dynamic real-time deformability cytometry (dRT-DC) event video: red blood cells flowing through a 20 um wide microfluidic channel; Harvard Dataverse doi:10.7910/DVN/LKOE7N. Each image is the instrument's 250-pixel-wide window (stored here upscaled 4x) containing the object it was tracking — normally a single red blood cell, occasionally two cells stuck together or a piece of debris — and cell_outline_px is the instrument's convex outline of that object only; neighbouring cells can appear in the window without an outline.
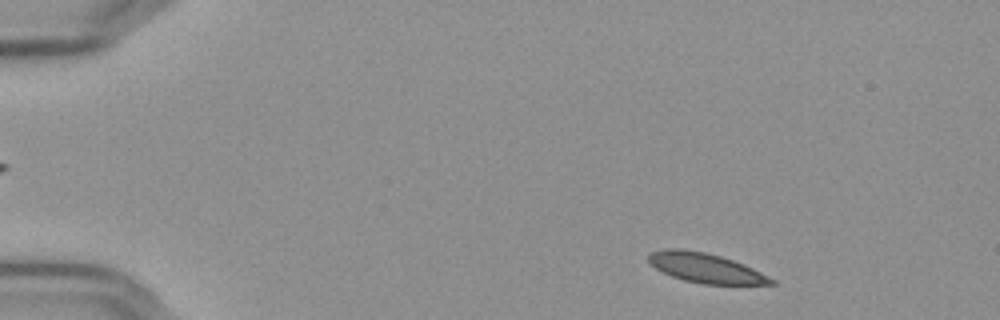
{"species": "Egyptian fruit bat (a non-hibernating species)", "species_latin": "Rousettus aegyptiacus", "temperature_condition": "cold", "stored_images_in_passage": 52, "camera_frame_rate_fps": 3000, "um_per_image_px": 0.085, "frame": {"image": 1, "passage_image": 4, "time_ms": 1.0, "image_size_px": [1000, 320], "cell_outline_px": [[776, 284], [704, 284], [684, 280], [672, 276], [656, 268], [648, 260], [648, 252], [664, 248], [680, 248], [704, 252], [720, 256], [744, 264], [776, 280]], "centroid_in_image_um": [59.95, 22.76], "position_along_channel_um": 25.0, "area_um2": 21.04}}
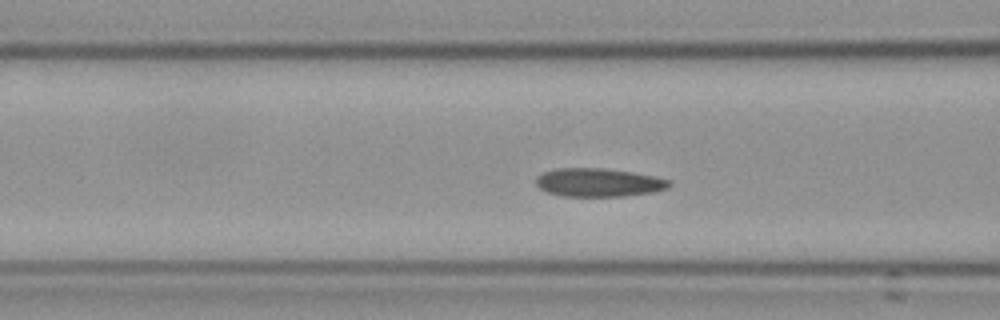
{"frame": {"image": 2, "passage_image": 19, "time_ms": 6.0, "image_size_px": [1000, 320], "cell_outline_px": [[672, 184], [668, 188], [652, 192], [624, 196], [564, 196], [548, 192], [540, 188], [536, 184], [536, 176], [544, 172], [556, 168], [604, 168], [632, 172], [672, 180]], "centroid_in_image_um": [50.89, 15.5], "position_along_channel_um": 115.7, "area_um2": 22.02}}
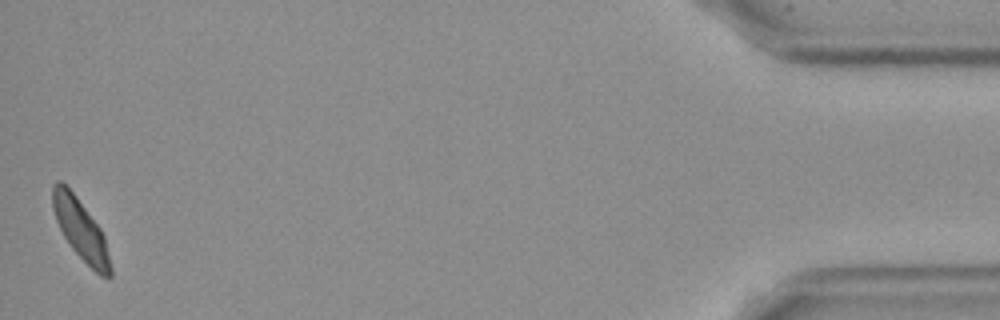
{"frame": {"image": 3, "passage_image": 52, "time_ms": 17.0, "image_size_px": [1000, 320], "cell_outline_px": [[112, 276], [108, 280], [100, 276], [72, 248], [64, 236], [56, 220], [52, 208], [52, 184], [56, 180], [60, 180], [76, 196], [100, 228], [104, 236], [112, 268]], "centroid_in_image_um": [6.86, 19.53], "position_along_channel_um": 428.3, "area_um2": 20.23}, "authors_computed_cell_mechanics": {"area_um2": 21.8195, "velocity_mm_per_s": 3.6049, "shape_relaxation_time_tau1_ms": null, "shape_relaxation_time_tau2_ms": 2.0583, "deformation_change_tau1": null, "deformation_change_tau2": 0.0565}}